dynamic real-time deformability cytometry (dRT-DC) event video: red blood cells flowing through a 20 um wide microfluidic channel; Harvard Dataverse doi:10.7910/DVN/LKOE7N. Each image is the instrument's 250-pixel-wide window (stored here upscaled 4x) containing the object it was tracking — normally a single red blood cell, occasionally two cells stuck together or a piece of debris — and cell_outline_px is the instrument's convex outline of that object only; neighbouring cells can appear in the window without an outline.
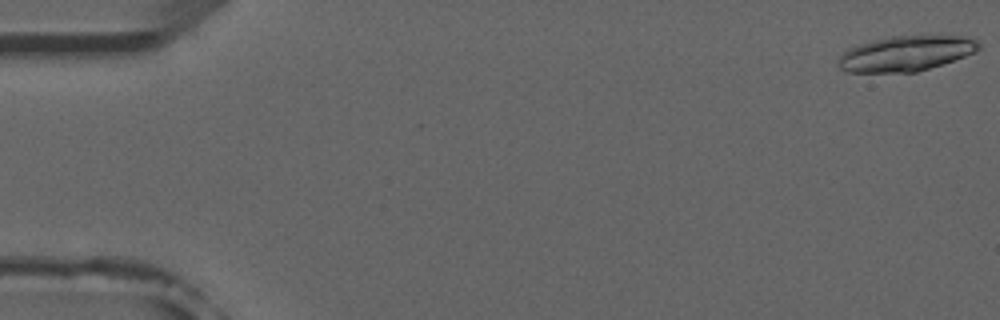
{"species": "common noctule bat (a hibernating species)", "species_latin": "Nyctalus noctula", "temperature_condition": "room temperature", "stored_images_in_passage": 52, "camera_frame_rate_fps": 3000, "um_per_image_px": 0.085, "animal": {"sex": "male", "forearm_length_mm": 52.5}, "frame": {"image": 1, "passage_image": 1, "time_ms": 0.0, "image_size_px": [1000, 320], "cell_outline_px": [[980, 48], [976, 52], [916, 72], [848, 72], [840, 68], [836, 60], [848, 48], [872, 40], [892, 36], [968, 36], [976, 40], [980, 44]], "centroid_in_image_um": [76.98, 4.54], "position_along_channel_um": 8.0, "area_um2": 28.61}}
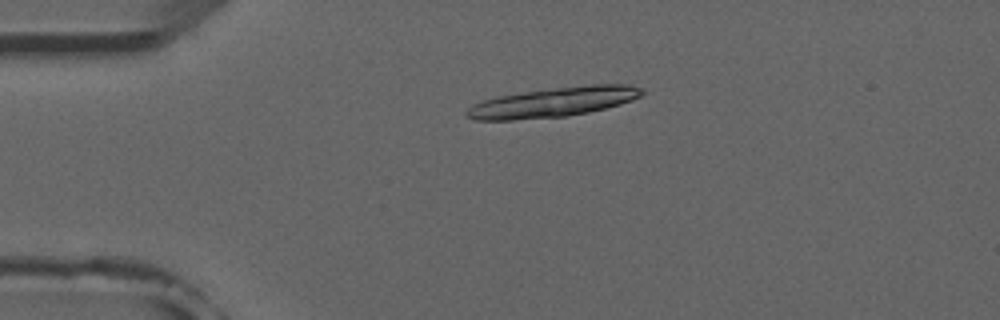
{"frame": {"image": 2, "passage_image": 12, "time_ms": 3.667, "image_size_px": [1000, 320], "cell_outline_px": [[644, 92], [640, 96], [632, 100], [620, 104], [588, 112], [564, 116], [512, 120], [472, 120], [464, 112], [472, 104], [484, 100], [500, 96], [528, 92], [592, 84], [628, 84], [640, 88]], "centroid_in_image_um": [47.02, 8.7], "position_along_channel_um": 38.0, "area_um2": 29.65}}